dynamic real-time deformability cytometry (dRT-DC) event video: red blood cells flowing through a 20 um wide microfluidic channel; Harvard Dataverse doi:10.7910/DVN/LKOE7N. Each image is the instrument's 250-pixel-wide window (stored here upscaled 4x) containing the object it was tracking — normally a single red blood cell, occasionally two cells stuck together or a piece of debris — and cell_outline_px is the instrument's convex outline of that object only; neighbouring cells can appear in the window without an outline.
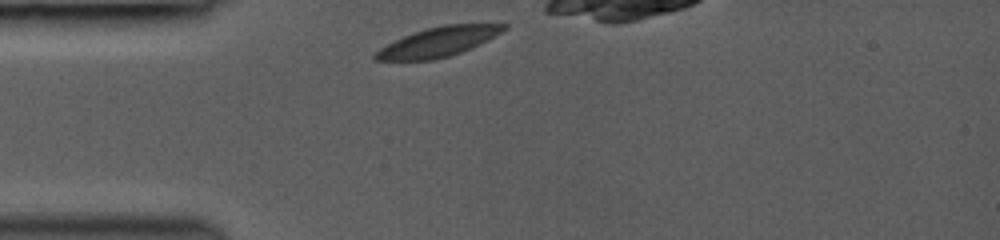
{"species": "common noctule bat (a hibernating species)", "species_latin": "Nyctalus noctula", "temperature_condition": "room temperature", "stored_images_in_passage": 1, "camera_frame_rate_fps": 3000, "um_per_image_px": 0.085, "animal": {"sex": "female", "body_mass_g": 19.0, "forearm_length_mm": 53.3}, "frame": {"image": 1, "passage_image": 1, "time_ms": 0.0, "image_size_px": [1000, 240], "cell_outline_px": [[508, 28], [488, 40], [460, 52], [436, 60], [376, 60], [372, 56], [380, 48], [404, 36], [428, 28], [444, 24], [508, 24]], "centroid_in_image_um": [37.28, 3.56], "position_along_channel_um": 47.7, "area_um2": 21.68}}